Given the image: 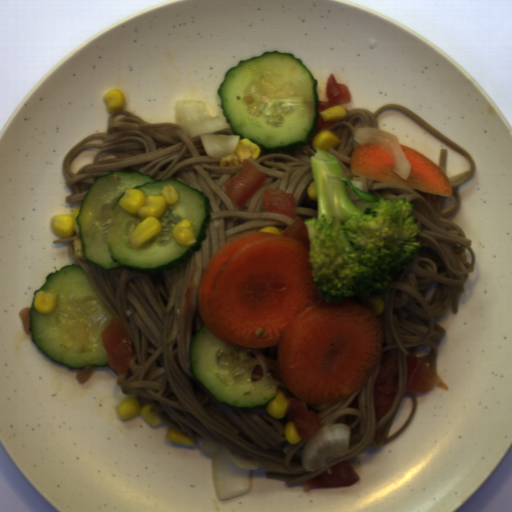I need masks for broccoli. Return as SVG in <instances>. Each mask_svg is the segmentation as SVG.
I'll use <instances>...</instances> for the list:
<instances>
[{
    "mask_svg": "<svg viewBox=\"0 0 512 512\" xmlns=\"http://www.w3.org/2000/svg\"><path fill=\"white\" fill-rule=\"evenodd\" d=\"M317 192V217L304 220L312 279L322 299L338 304L348 296L377 298L389 287L392 273L418 260L421 243L414 205L401 198L377 197L345 175L337 158L316 150L310 157ZM345 182L365 202L351 201Z\"/></svg>",
    "mask_w": 512,
    "mask_h": 512,
    "instance_id": "broccoli-1",
    "label": "broccoli"
}]
</instances>
